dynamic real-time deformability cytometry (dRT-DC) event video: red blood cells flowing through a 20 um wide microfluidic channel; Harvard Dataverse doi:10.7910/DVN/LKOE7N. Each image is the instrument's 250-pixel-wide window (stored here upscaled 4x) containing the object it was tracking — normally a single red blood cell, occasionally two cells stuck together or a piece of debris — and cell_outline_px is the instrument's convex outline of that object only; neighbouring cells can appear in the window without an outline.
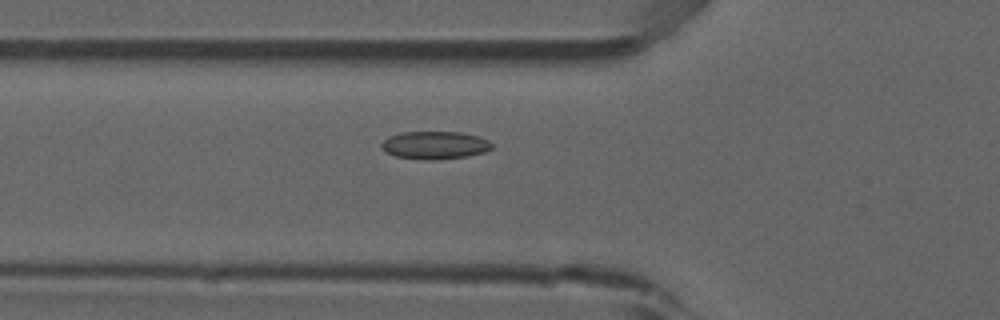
{"species": "common noctule bat (a hibernating species)", "species_latin": "Nyctalus noctula", "temperature_condition": "room temperature", "stored_images_in_passage": 44, "camera_frame_rate_fps": 3000, "um_per_image_px": 0.085, "animal": {"sex": "male", "forearm_length_mm": 52.5}, "frame": {"image": 1, "passage_image": 10, "time_ms": 3.0, "image_size_px": [1000, 320], "cell_outline_px": [[492, 148], [484, 152], [468, 156], [432, 160], [424, 160], [396, 156], [388, 152], [380, 144], [388, 136], [400, 132], [460, 132], [476, 136], [488, 140], [492, 144]], "centroid_in_image_um": [36.96, 12.33], "position_along_channel_um": 88.8, "area_um2": 17.74}}
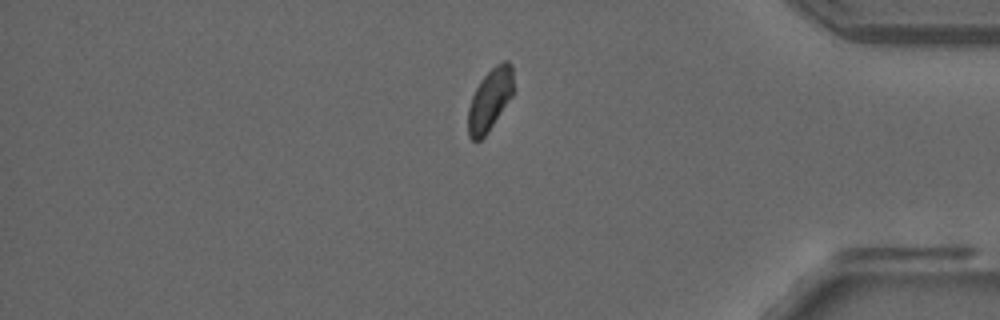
{"frame": {"image": 2, "passage_image": 36, "time_ms": 11.667, "image_size_px": [1000, 320], "cell_outline_px": [[512, 96], [488, 132], [480, 140], [472, 140], [468, 136], [468, 108], [472, 96], [480, 80], [496, 64], [504, 60], [508, 60], [512, 64]], "centroid_in_image_um": [41.63, 8.47], "position_along_channel_um": 393.6, "area_um2": 16.24}}
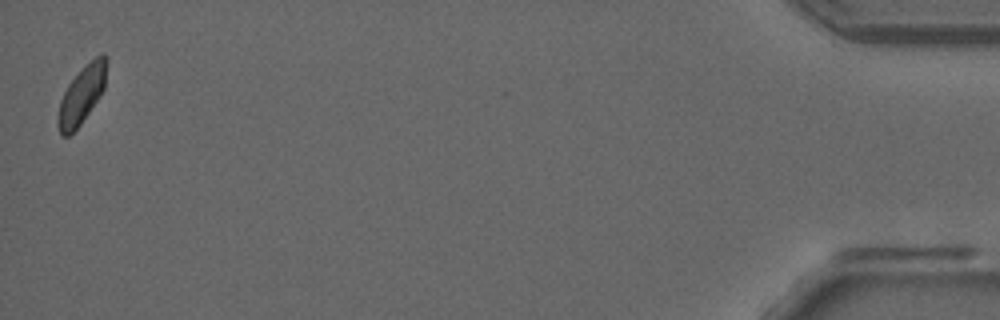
{"frame": {"image": 3, "passage_image": 44, "time_ms": 14.333, "image_size_px": [1000, 320], "cell_outline_px": [[108, 60], [104, 88], [80, 124], [68, 136], [60, 136], [56, 124], [56, 116], [60, 100], [68, 84], [100, 52], [104, 52]], "centroid_in_image_um": [6.92, 8.08], "position_along_channel_um": 428.3, "area_um2": 16.13}, "authors_computed_cell_mechanics": {"area_um2": 17.0221, "velocity_mm_per_s": 3.8338, "shape_relaxation_time_tau1_ms": null, "shape_relaxation_time_tau2_ms": 6.6709, "deformation_change_tau1": null, "deformation_change_tau2": 0.0948}}